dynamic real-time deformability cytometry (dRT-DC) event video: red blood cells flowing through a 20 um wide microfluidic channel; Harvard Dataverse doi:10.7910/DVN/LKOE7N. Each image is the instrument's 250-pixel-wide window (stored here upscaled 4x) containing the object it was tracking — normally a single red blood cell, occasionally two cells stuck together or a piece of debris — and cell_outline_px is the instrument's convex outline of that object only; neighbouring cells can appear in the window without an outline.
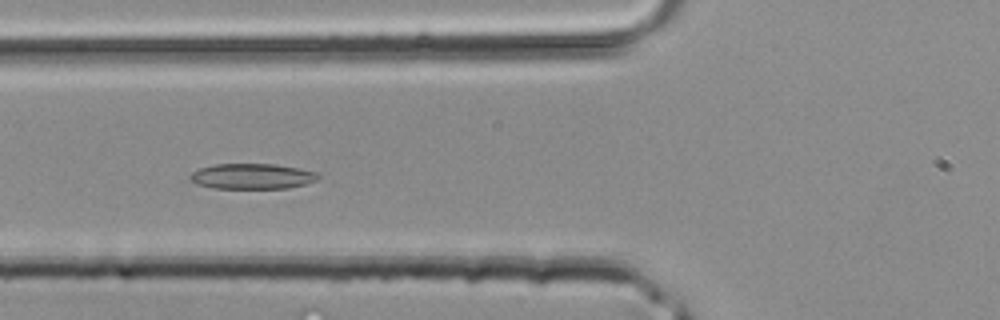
{"species": "common noctule bat (a hibernating species)", "species_latin": "Nyctalus noctula", "temperature_condition": "room temperature", "stored_images_in_passage": 30, "camera_frame_rate_fps": 3000, "um_per_image_px": 0.085, "animal": {"sex": "male", "body_mass_g": 20.4}, "frame": {"image": 1, "passage_image": 7, "time_ms": 2.0, "image_size_px": [1000, 320], "cell_outline_px": [[320, 176], [316, 180], [304, 184], [288, 188], [212, 188], [196, 184], [188, 176], [192, 172], [200, 168], [216, 164], [276, 164], [316, 172]], "centroid_in_image_um": [21.4, 14.98], "position_along_channel_um": 104.4, "area_um2": 18.84}}
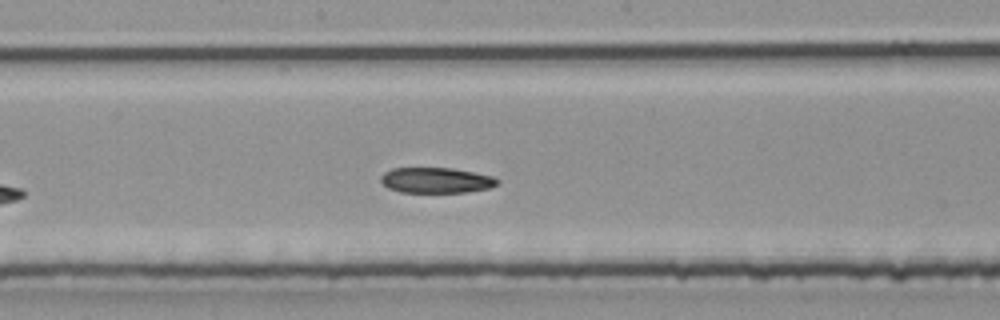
{"frame": {"image": 2, "passage_image": 13, "time_ms": 4.0, "image_size_px": [1000, 320], "cell_outline_px": [[500, 180], [496, 184], [488, 188], [468, 192], [400, 192], [388, 188], [380, 180], [380, 176], [384, 172], [392, 168], [452, 168], [492, 176]], "centroid_in_image_um": [37.04, 15.32], "position_along_channel_um": 211.2, "area_um2": 17.22}}
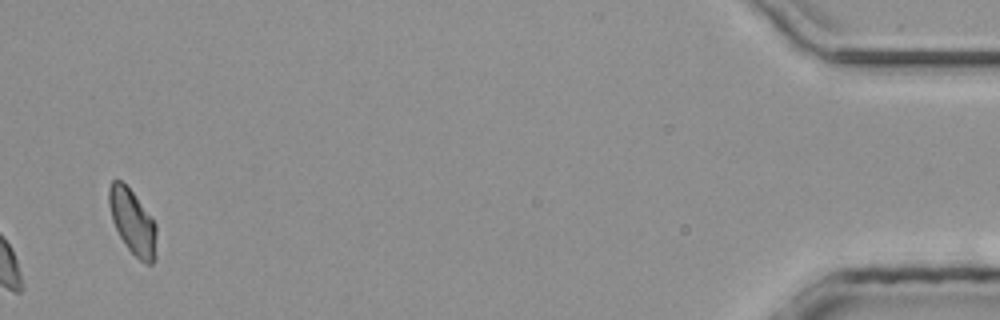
{"frame": {"image": 3, "passage_image": 30, "time_ms": 9.667, "image_size_px": [1000, 320], "cell_outline_px": [[156, 256], [152, 264], [144, 264], [128, 248], [120, 236], [112, 220], [108, 204], [108, 188], [112, 180], [120, 180], [132, 192], [156, 224]], "centroid_in_image_um": [11.26, 18.88], "position_along_channel_um": 423.9, "area_um2": 17.74}}